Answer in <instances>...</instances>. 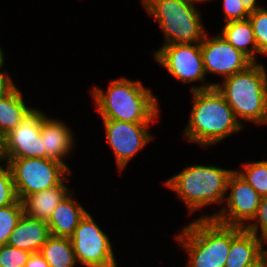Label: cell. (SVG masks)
Wrapping results in <instances>:
<instances>
[{
    "mask_svg": "<svg viewBox=\"0 0 267 267\" xmlns=\"http://www.w3.org/2000/svg\"><path fill=\"white\" fill-rule=\"evenodd\" d=\"M215 84L191 88L193 105L184 136L204 147L219 143L243 128Z\"/></svg>",
    "mask_w": 267,
    "mask_h": 267,
    "instance_id": "obj_1",
    "label": "cell"
},
{
    "mask_svg": "<svg viewBox=\"0 0 267 267\" xmlns=\"http://www.w3.org/2000/svg\"><path fill=\"white\" fill-rule=\"evenodd\" d=\"M92 96L102 119L151 123L159 116L157 99L137 80L118 78L110 82L106 93L94 87Z\"/></svg>",
    "mask_w": 267,
    "mask_h": 267,
    "instance_id": "obj_2",
    "label": "cell"
},
{
    "mask_svg": "<svg viewBox=\"0 0 267 267\" xmlns=\"http://www.w3.org/2000/svg\"><path fill=\"white\" fill-rule=\"evenodd\" d=\"M242 229L214 219H195L176 236L189 256L186 267H225L231 241Z\"/></svg>",
    "mask_w": 267,
    "mask_h": 267,
    "instance_id": "obj_3",
    "label": "cell"
},
{
    "mask_svg": "<svg viewBox=\"0 0 267 267\" xmlns=\"http://www.w3.org/2000/svg\"><path fill=\"white\" fill-rule=\"evenodd\" d=\"M236 119L267 124V74L263 65L253 62L246 69L215 84Z\"/></svg>",
    "mask_w": 267,
    "mask_h": 267,
    "instance_id": "obj_4",
    "label": "cell"
},
{
    "mask_svg": "<svg viewBox=\"0 0 267 267\" xmlns=\"http://www.w3.org/2000/svg\"><path fill=\"white\" fill-rule=\"evenodd\" d=\"M233 169L192 165L168 179L165 184L176 192L190 213L204 206L223 203Z\"/></svg>",
    "mask_w": 267,
    "mask_h": 267,
    "instance_id": "obj_5",
    "label": "cell"
},
{
    "mask_svg": "<svg viewBox=\"0 0 267 267\" xmlns=\"http://www.w3.org/2000/svg\"><path fill=\"white\" fill-rule=\"evenodd\" d=\"M142 3L164 32V45L202 42L206 33L195 3L189 0H142Z\"/></svg>",
    "mask_w": 267,
    "mask_h": 267,
    "instance_id": "obj_6",
    "label": "cell"
},
{
    "mask_svg": "<svg viewBox=\"0 0 267 267\" xmlns=\"http://www.w3.org/2000/svg\"><path fill=\"white\" fill-rule=\"evenodd\" d=\"M0 159L7 160L17 197L21 201L30 194L58 186L62 181H69L65 175L70 173V169L50 158Z\"/></svg>",
    "mask_w": 267,
    "mask_h": 267,
    "instance_id": "obj_7",
    "label": "cell"
},
{
    "mask_svg": "<svg viewBox=\"0 0 267 267\" xmlns=\"http://www.w3.org/2000/svg\"><path fill=\"white\" fill-rule=\"evenodd\" d=\"M77 262L86 267H117L114 252L106 235L88 212L70 237Z\"/></svg>",
    "mask_w": 267,
    "mask_h": 267,
    "instance_id": "obj_8",
    "label": "cell"
},
{
    "mask_svg": "<svg viewBox=\"0 0 267 267\" xmlns=\"http://www.w3.org/2000/svg\"><path fill=\"white\" fill-rule=\"evenodd\" d=\"M227 190H231L226 197L228 209L223 207L211 216H202V219H214L227 226L245 228L248 224L246 222L255 217L262 197L236 170L228 180Z\"/></svg>",
    "mask_w": 267,
    "mask_h": 267,
    "instance_id": "obj_9",
    "label": "cell"
},
{
    "mask_svg": "<svg viewBox=\"0 0 267 267\" xmlns=\"http://www.w3.org/2000/svg\"><path fill=\"white\" fill-rule=\"evenodd\" d=\"M155 61L179 82H205L203 56L200 43L163 45L154 52Z\"/></svg>",
    "mask_w": 267,
    "mask_h": 267,
    "instance_id": "obj_10",
    "label": "cell"
},
{
    "mask_svg": "<svg viewBox=\"0 0 267 267\" xmlns=\"http://www.w3.org/2000/svg\"><path fill=\"white\" fill-rule=\"evenodd\" d=\"M41 114L42 112L34 109L0 140V158H45Z\"/></svg>",
    "mask_w": 267,
    "mask_h": 267,
    "instance_id": "obj_11",
    "label": "cell"
},
{
    "mask_svg": "<svg viewBox=\"0 0 267 267\" xmlns=\"http://www.w3.org/2000/svg\"><path fill=\"white\" fill-rule=\"evenodd\" d=\"M102 120L107 142L115 154L118 169L122 171L130 159L152 139V135L147 130L150 123Z\"/></svg>",
    "mask_w": 267,
    "mask_h": 267,
    "instance_id": "obj_12",
    "label": "cell"
},
{
    "mask_svg": "<svg viewBox=\"0 0 267 267\" xmlns=\"http://www.w3.org/2000/svg\"><path fill=\"white\" fill-rule=\"evenodd\" d=\"M200 46L206 74H219L225 79L253 63L247 55L235 49L219 33L213 38L206 33Z\"/></svg>",
    "mask_w": 267,
    "mask_h": 267,
    "instance_id": "obj_13",
    "label": "cell"
},
{
    "mask_svg": "<svg viewBox=\"0 0 267 267\" xmlns=\"http://www.w3.org/2000/svg\"><path fill=\"white\" fill-rule=\"evenodd\" d=\"M71 133V130L65 123L49 119L45 114H41V137L45 158L63 163L68 169L69 167L62 161V158H65L73 149L74 139Z\"/></svg>",
    "mask_w": 267,
    "mask_h": 267,
    "instance_id": "obj_14",
    "label": "cell"
},
{
    "mask_svg": "<svg viewBox=\"0 0 267 267\" xmlns=\"http://www.w3.org/2000/svg\"><path fill=\"white\" fill-rule=\"evenodd\" d=\"M262 248V238L243 228L231 241L225 267H259Z\"/></svg>",
    "mask_w": 267,
    "mask_h": 267,
    "instance_id": "obj_15",
    "label": "cell"
},
{
    "mask_svg": "<svg viewBox=\"0 0 267 267\" xmlns=\"http://www.w3.org/2000/svg\"><path fill=\"white\" fill-rule=\"evenodd\" d=\"M49 236L50 231L46 221L23 214L9 236L7 245L30 253L39 252Z\"/></svg>",
    "mask_w": 267,
    "mask_h": 267,
    "instance_id": "obj_16",
    "label": "cell"
},
{
    "mask_svg": "<svg viewBox=\"0 0 267 267\" xmlns=\"http://www.w3.org/2000/svg\"><path fill=\"white\" fill-rule=\"evenodd\" d=\"M70 194L63 181L55 187L30 194L22 200L24 214L48 221L55 208Z\"/></svg>",
    "mask_w": 267,
    "mask_h": 267,
    "instance_id": "obj_17",
    "label": "cell"
},
{
    "mask_svg": "<svg viewBox=\"0 0 267 267\" xmlns=\"http://www.w3.org/2000/svg\"><path fill=\"white\" fill-rule=\"evenodd\" d=\"M73 199L72 193H70L51 214L47 221L50 235L70 238L74 234L87 210Z\"/></svg>",
    "mask_w": 267,
    "mask_h": 267,
    "instance_id": "obj_18",
    "label": "cell"
},
{
    "mask_svg": "<svg viewBox=\"0 0 267 267\" xmlns=\"http://www.w3.org/2000/svg\"><path fill=\"white\" fill-rule=\"evenodd\" d=\"M34 108L26 106L22 94L16 87L11 93L0 98V140L15 129Z\"/></svg>",
    "mask_w": 267,
    "mask_h": 267,
    "instance_id": "obj_19",
    "label": "cell"
},
{
    "mask_svg": "<svg viewBox=\"0 0 267 267\" xmlns=\"http://www.w3.org/2000/svg\"><path fill=\"white\" fill-rule=\"evenodd\" d=\"M235 49L242 51L253 62H257V43L253 27L249 19L227 22L219 33ZM249 45H251L249 47Z\"/></svg>",
    "mask_w": 267,
    "mask_h": 267,
    "instance_id": "obj_20",
    "label": "cell"
},
{
    "mask_svg": "<svg viewBox=\"0 0 267 267\" xmlns=\"http://www.w3.org/2000/svg\"><path fill=\"white\" fill-rule=\"evenodd\" d=\"M39 252L50 267H74L77 262L69 237L50 235Z\"/></svg>",
    "mask_w": 267,
    "mask_h": 267,
    "instance_id": "obj_21",
    "label": "cell"
},
{
    "mask_svg": "<svg viewBox=\"0 0 267 267\" xmlns=\"http://www.w3.org/2000/svg\"><path fill=\"white\" fill-rule=\"evenodd\" d=\"M244 171H236L261 196H267V160L244 163Z\"/></svg>",
    "mask_w": 267,
    "mask_h": 267,
    "instance_id": "obj_22",
    "label": "cell"
},
{
    "mask_svg": "<svg viewBox=\"0 0 267 267\" xmlns=\"http://www.w3.org/2000/svg\"><path fill=\"white\" fill-rule=\"evenodd\" d=\"M23 214V204L19 199L13 204L0 207V246L7 244L9 236Z\"/></svg>",
    "mask_w": 267,
    "mask_h": 267,
    "instance_id": "obj_23",
    "label": "cell"
},
{
    "mask_svg": "<svg viewBox=\"0 0 267 267\" xmlns=\"http://www.w3.org/2000/svg\"><path fill=\"white\" fill-rule=\"evenodd\" d=\"M248 19L251 21L253 27L257 52L267 56V9L259 5L257 6L256 3Z\"/></svg>",
    "mask_w": 267,
    "mask_h": 267,
    "instance_id": "obj_24",
    "label": "cell"
},
{
    "mask_svg": "<svg viewBox=\"0 0 267 267\" xmlns=\"http://www.w3.org/2000/svg\"><path fill=\"white\" fill-rule=\"evenodd\" d=\"M256 0H223L226 23L248 19Z\"/></svg>",
    "mask_w": 267,
    "mask_h": 267,
    "instance_id": "obj_25",
    "label": "cell"
},
{
    "mask_svg": "<svg viewBox=\"0 0 267 267\" xmlns=\"http://www.w3.org/2000/svg\"><path fill=\"white\" fill-rule=\"evenodd\" d=\"M6 169L0 165V207L15 203L18 200L12 173L6 163Z\"/></svg>",
    "mask_w": 267,
    "mask_h": 267,
    "instance_id": "obj_26",
    "label": "cell"
},
{
    "mask_svg": "<svg viewBox=\"0 0 267 267\" xmlns=\"http://www.w3.org/2000/svg\"><path fill=\"white\" fill-rule=\"evenodd\" d=\"M30 254L7 244L0 246V267H25Z\"/></svg>",
    "mask_w": 267,
    "mask_h": 267,
    "instance_id": "obj_27",
    "label": "cell"
},
{
    "mask_svg": "<svg viewBox=\"0 0 267 267\" xmlns=\"http://www.w3.org/2000/svg\"><path fill=\"white\" fill-rule=\"evenodd\" d=\"M256 223L247 224L245 229L256 236H258V229L260 227V237L262 238L267 234V196L262 197L257 213L252 221ZM260 225V226H259Z\"/></svg>",
    "mask_w": 267,
    "mask_h": 267,
    "instance_id": "obj_28",
    "label": "cell"
},
{
    "mask_svg": "<svg viewBox=\"0 0 267 267\" xmlns=\"http://www.w3.org/2000/svg\"><path fill=\"white\" fill-rule=\"evenodd\" d=\"M3 74V72H0V98L8 95L16 88L11 77L7 74Z\"/></svg>",
    "mask_w": 267,
    "mask_h": 267,
    "instance_id": "obj_29",
    "label": "cell"
},
{
    "mask_svg": "<svg viewBox=\"0 0 267 267\" xmlns=\"http://www.w3.org/2000/svg\"><path fill=\"white\" fill-rule=\"evenodd\" d=\"M25 267H50L40 252L30 254Z\"/></svg>",
    "mask_w": 267,
    "mask_h": 267,
    "instance_id": "obj_30",
    "label": "cell"
},
{
    "mask_svg": "<svg viewBox=\"0 0 267 267\" xmlns=\"http://www.w3.org/2000/svg\"><path fill=\"white\" fill-rule=\"evenodd\" d=\"M267 243V234L262 237V244ZM262 263L265 267H267V250L262 248Z\"/></svg>",
    "mask_w": 267,
    "mask_h": 267,
    "instance_id": "obj_31",
    "label": "cell"
},
{
    "mask_svg": "<svg viewBox=\"0 0 267 267\" xmlns=\"http://www.w3.org/2000/svg\"><path fill=\"white\" fill-rule=\"evenodd\" d=\"M2 48L0 47V69H2L3 64H4V53H2Z\"/></svg>",
    "mask_w": 267,
    "mask_h": 267,
    "instance_id": "obj_32",
    "label": "cell"
},
{
    "mask_svg": "<svg viewBox=\"0 0 267 267\" xmlns=\"http://www.w3.org/2000/svg\"><path fill=\"white\" fill-rule=\"evenodd\" d=\"M189 1H191V2H193V3H197V2H204L205 0H189ZM207 1V0H206Z\"/></svg>",
    "mask_w": 267,
    "mask_h": 267,
    "instance_id": "obj_33",
    "label": "cell"
}]
</instances>
